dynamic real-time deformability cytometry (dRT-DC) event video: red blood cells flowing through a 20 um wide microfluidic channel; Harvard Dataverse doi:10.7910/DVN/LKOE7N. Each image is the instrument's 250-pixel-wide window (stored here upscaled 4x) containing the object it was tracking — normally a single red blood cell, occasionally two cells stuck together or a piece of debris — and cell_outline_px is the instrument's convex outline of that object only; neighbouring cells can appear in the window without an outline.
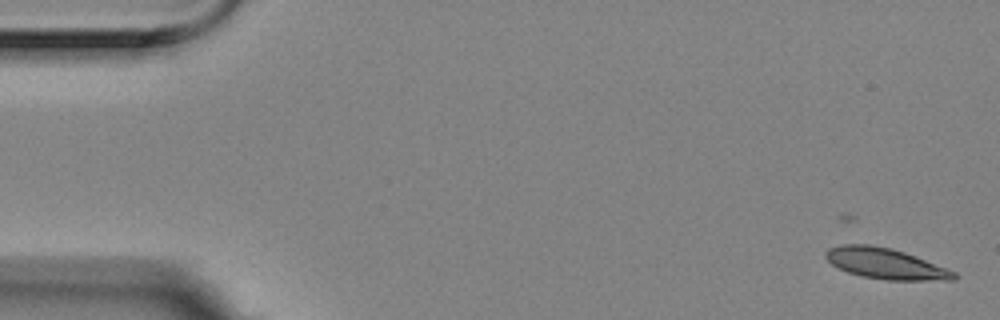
{"species": "Egyptian fruit bat (a non-hibernating species)", "species_latin": "Rousettus aegyptiacus", "temperature_condition": "room temperature", "stored_images_in_passage": 3, "camera_frame_rate_fps": 3000, "um_per_image_px": 0.085, "animal": {"sex": "female"}, "frame": {"image": 1, "passage_image": 1, "time_ms": 0.0, "image_size_px": [1000, 320], "cell_outline_px": [[956, 280], [888, 280], [860, 276], [848, 272], [832, 264], [824, 256], [824, 252], [828, 248], [840, 244], [868, 244], [892, 248], [916, 256], [956, 272]], "centroid_in_image_um": [75.24, 22.39], "position_along_channel_um": 9.8, "area_um2": 23.0}}